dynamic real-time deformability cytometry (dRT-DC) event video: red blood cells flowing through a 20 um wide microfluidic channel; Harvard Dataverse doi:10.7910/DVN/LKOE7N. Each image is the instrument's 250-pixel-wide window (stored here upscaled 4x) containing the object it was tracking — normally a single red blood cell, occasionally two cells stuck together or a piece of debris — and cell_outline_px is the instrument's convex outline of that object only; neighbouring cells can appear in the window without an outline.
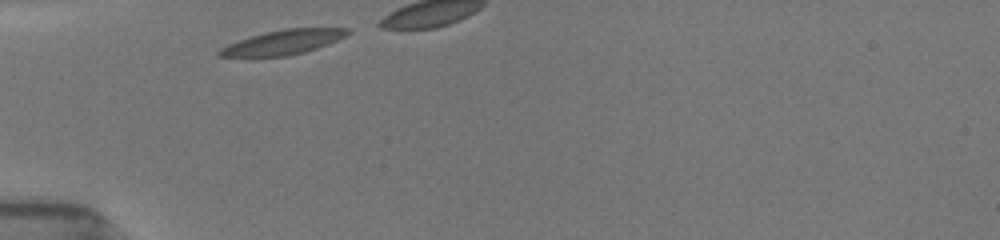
{"species": "common noctule bat (a hibernating species)", "species_latin": "Nyctalus noctula", "temperature_condition": "room temperature", "stored_images_in_passage": 20, "camera_frame_rate_fps": 3000, "um_per_image_px": 0.085, "animal": {"sex": "female", "body_mass_g": 19.5, "forearm_length_mm": 54.1}, "frame": {"image": 1, "passage_image": 1, "time_ms": 0.0, "image_size_px": [1000, 240], "cell_outline_px": [[352, 32], [328, 44], [304, 52], [288, 56], [220, 56], [216, 52], [220, 48], [228, 44], [264, 32], [284, 28], [348, 28]], "centroid_in_image_um": [24.08, 3.58], "position_along_channel_um": 60.9, "area_um2": 18.09}}
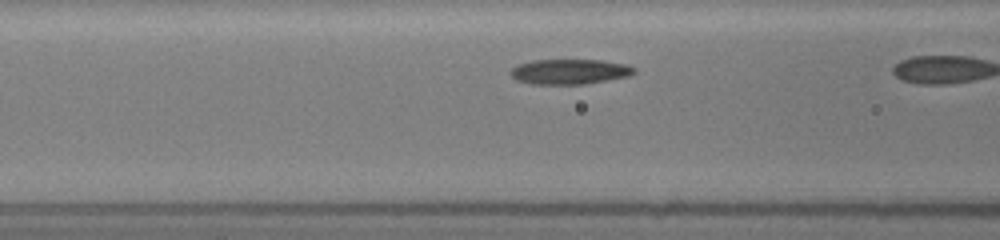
{"frame": {"image": 2, "passage_image": 8, "time_ms": 1.667, "image_size_px": [1000, 240], "cell_outline_px": [[636, 72], [628, 76], [608, 80], [584, 84], [532, 84], [516, 80], [508, 72], [516, 64], [532, 60], [604, 60], [624, 64], [636, 68]], "centroid_in_image_um": [48.39, 6.08], "position_along_channel_um": 118.2, "area_um2": 18.21}}